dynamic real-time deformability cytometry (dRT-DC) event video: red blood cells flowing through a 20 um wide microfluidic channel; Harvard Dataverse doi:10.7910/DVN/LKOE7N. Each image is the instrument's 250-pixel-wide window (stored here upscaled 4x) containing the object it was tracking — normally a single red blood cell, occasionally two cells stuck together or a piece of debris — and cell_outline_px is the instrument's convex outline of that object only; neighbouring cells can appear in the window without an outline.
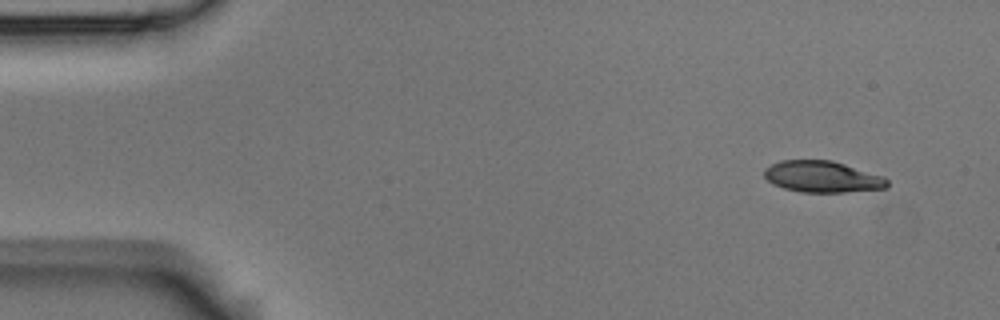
{"species": "Egyptian fruit bat (a non-hibernating species)", "species_latin": "Rousettus aegyptiacus", "temperature_condition": "room temperature", "stored_images_in_passage": 4, "camera_frame_rate_fps": 3000, "um_per_image_px": 0.085, "animal": {"sex": "male"}, "frame": {"image": 1, "passage_image": 1, "time_ms": 0.0, "image_size_px": [1000, 320], "cell_outline_px": [[888, 188], [844, 192], [800, 192], [784, 188], [772, 184], [764, 176], [764, 168], [780, 160], [832, 160], [884, 176], [888, 180]], "centroid_in_image_um": [69.9, 15.02], "position_along_channel_um": 15.1, "area_um2": 22.6}}
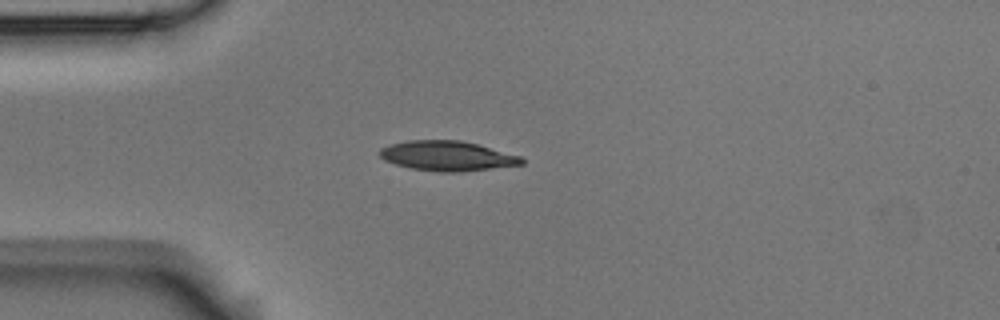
{"frame": {"image": 2, "passage_image": 4, "time_ms": 1.0, "image_size_px": [1000, 320], "cell_outline_px": [[524, 164], [456, 172], [440, 172], [412, 168], [396, 164], [384, 160], [380, 156], [380, 148], [388, 144], [408, 140], [460, 140], [476, 144], [520, 156], [524, 160]], "centroid_in_image_um": [37.97, 13.24], "position_along_channel_um": 47.0, "area_um2": 24.39}}